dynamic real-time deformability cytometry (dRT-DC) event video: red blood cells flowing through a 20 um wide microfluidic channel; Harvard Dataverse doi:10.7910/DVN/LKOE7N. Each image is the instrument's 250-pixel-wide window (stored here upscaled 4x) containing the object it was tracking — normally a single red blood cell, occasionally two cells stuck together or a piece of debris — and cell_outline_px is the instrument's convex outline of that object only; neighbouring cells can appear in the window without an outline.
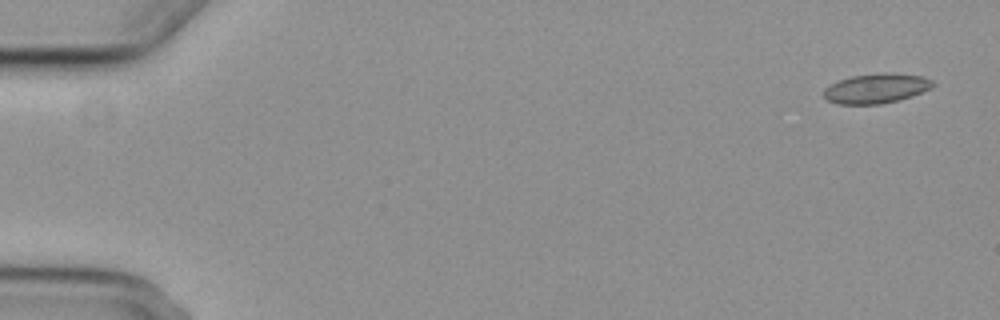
{"species": "common noctule bat (a hibernating species)", "species_latin": "Nyctalus noctula", "temperature_condition": "cold", "stored_images_in_passage": 6, "camera_frame_rate_fps": 3000, "um_per_image_px": 0.085, "animal": {"sex": "female", "body_mass_g": 29.2, "forearm_length_mm": 56.3}, "frame": {"image": 1, "passage_image": 1, "time_ms": 0.0, "image_size_px": [1000, 320], "cell_outline_px": [[936, 84], [932, 88], [912, 96], [880, 104], [836, 104], [828, 100], [824, 96], [824, 88], [840, 80], [852, 76], [884, 72], [920, 76], [932, 80]], "centroid_in_image_um": [74.49, 7.51], "position_along_channel_um": 10.5, "area_um2": 18.73}}